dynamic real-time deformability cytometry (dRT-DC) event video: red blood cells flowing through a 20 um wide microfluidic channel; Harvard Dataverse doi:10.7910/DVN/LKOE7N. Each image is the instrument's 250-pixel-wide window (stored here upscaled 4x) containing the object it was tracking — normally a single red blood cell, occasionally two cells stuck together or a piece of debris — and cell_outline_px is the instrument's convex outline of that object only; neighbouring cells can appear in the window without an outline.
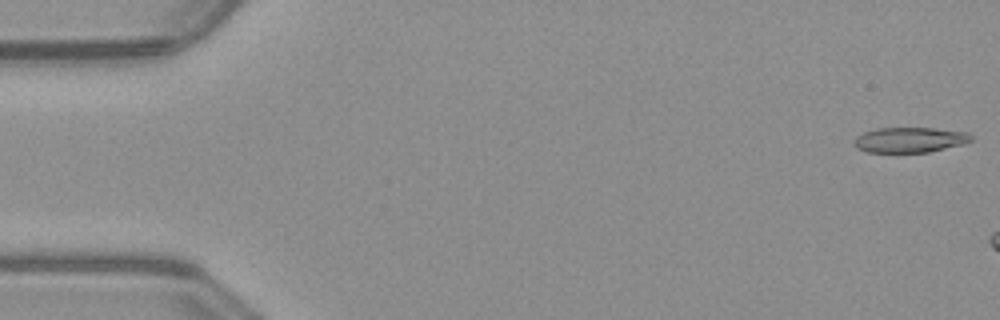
{"species": "common noctule bat (a hibernating species)", "species_latin": "Nyctalus noctula", "temperature_condition": "warm", "stored_images_in_passage": 8, "camera_frame_rate_fps": 3000, "um_per_image_px": 0.085, "animal": {"sex": "male", "body_mass_g": 23.1, "forearm_length_mm": 52.7}, "frame": {"image": 1, "passage_image": 1, "time_ms": 0.0, "image_size_px": [1000, 320], "cell_outline_px": [[972, 140], [964, 144], [928, 152], [868, 152], [856, 148], [852, 140], [856, 136], [864, 132], [876, 128], [936, 128], [968, 132], [972, 136]], "centroid_in_image_um": [77.32, 11.88], "position_along_channel_um": 7.7, "area_um2": 17.34}}